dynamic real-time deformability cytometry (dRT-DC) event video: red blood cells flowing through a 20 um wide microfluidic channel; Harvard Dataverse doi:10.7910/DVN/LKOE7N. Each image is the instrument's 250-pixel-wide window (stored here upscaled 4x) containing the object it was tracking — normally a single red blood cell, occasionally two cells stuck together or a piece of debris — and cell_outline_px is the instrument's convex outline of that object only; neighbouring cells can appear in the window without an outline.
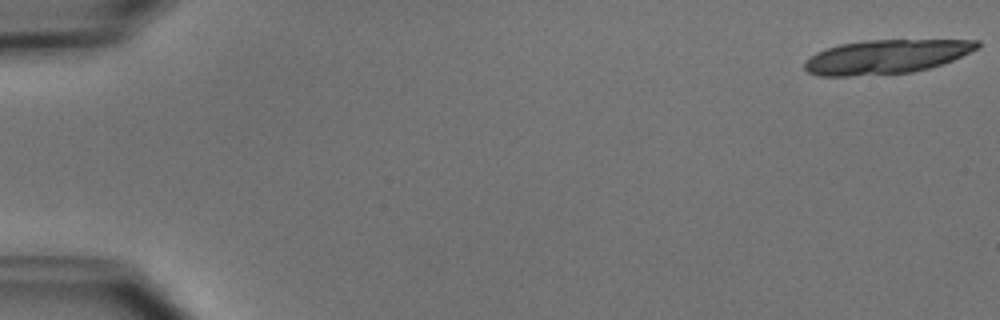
{"species": "common noctule bat (a hibernating species)", "species_latin": "Nyctalus noctula", "temperature_condition": "cold", "stored_images_in_passage": 6, "camera_frame_rate_fps": 3000, "um_per_image_px": 0.085, "animal": {"sex": "male", "body_mass_g": 15.6}, "frame": {"image": 1, "passage_image": 1, "time_ms": 0.0, "image_size_px": [1000, 320], "cell_outline_px": [[980, 48], [952, 60], [928, 68], [912, 72], [848, 76], [820, 76], [808, 72], [804, 68], [804, 60], [808, 56], [824, 48], [840, 44], [864, 40], [980, 40]], "centroid_in_image_um": [75.28, 4.81], "position_along_channel_um": 9.7, "area_um2": 34.33}}
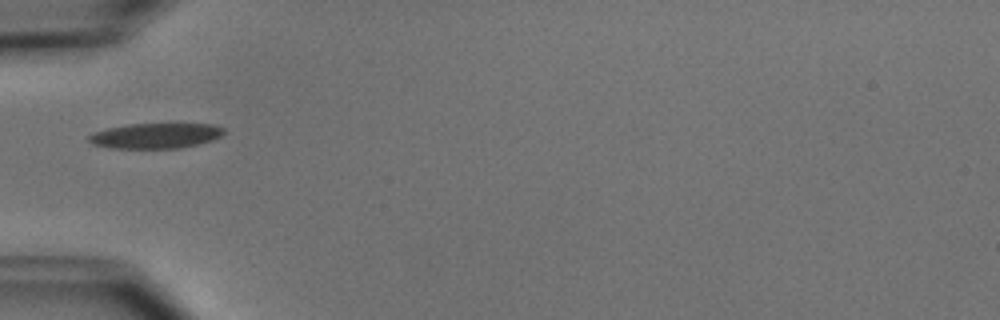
{"frame": {"image": 2, "passage_image": 6, "time_ms": 5.667, "image_size_px": [1000, 320], "cell_outline_px": [[224, 132], [220, 136], [212, 140], [180, 148], [108, 148], [92, 144], [88, 140], [88, 136], [92, 132], [108, 128], [128, 124], [212, 124], [224, 128]], "centroid_in_image_um": [13.18, 11.54], "position_along_channel_um": 71.8, "area_um2": 19.83}}